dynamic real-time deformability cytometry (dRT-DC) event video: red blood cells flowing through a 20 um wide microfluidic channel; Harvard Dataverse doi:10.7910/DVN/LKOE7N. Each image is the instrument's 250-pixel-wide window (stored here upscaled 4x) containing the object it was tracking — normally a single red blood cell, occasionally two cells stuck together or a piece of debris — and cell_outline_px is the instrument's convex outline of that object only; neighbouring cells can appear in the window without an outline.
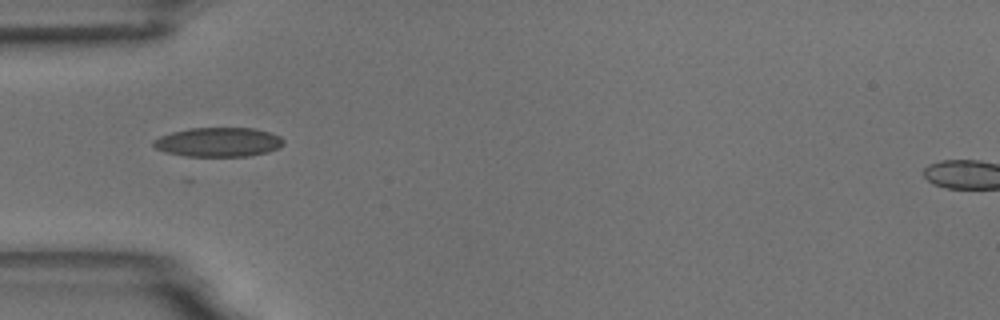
{"species": "common noctule bat (a hibernating species)", "species_latin": "Nyctalus noctula", "temperature_condition": "room temperature", "stored_images_in_passage": 10, "camera_frame_rate_fps": 3000, "um_per_image_px": 0.085, "animal": {"sex": "male", "body_mass_g": 18.8}, "frame": {"image": 1, "passage_image": 5, "time_ms": 4.667, "image_size_px": [1000, 320], "cell_outline_px": [[284, 144], [280, 148], [268, 152], [248, 156], [184, 156], [168, 152], [156, 148], [152, 144], [152, 140], [160, 136], [172, 132], [188, 128], [252, 128], [268, 132], [280, 136], [284, 140]], "centroid_in_image_um": [18.58, 12.08], "position_along_channel_um": 66.4, "area_um2": 22.2}}
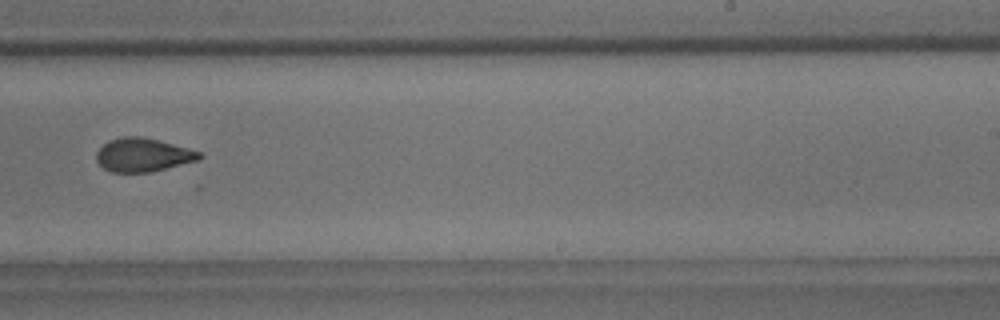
{"frame": {"image": 2, "passage_image": 10, "time_ms": 10.333, "image_size_px": [1000, 320], "cell_outline_px": [[204, 156], [200, 160], [152, 172], [112, 172], [104, 168], [96, 160], [96, 152], [108, 140], [124, 136], [140, 136], [188, 148], [200, 152]], "centroid_in_image_um": [12.16, 13.17], "position_along_channel_um": 276.8, "area_um2": 20.11}}